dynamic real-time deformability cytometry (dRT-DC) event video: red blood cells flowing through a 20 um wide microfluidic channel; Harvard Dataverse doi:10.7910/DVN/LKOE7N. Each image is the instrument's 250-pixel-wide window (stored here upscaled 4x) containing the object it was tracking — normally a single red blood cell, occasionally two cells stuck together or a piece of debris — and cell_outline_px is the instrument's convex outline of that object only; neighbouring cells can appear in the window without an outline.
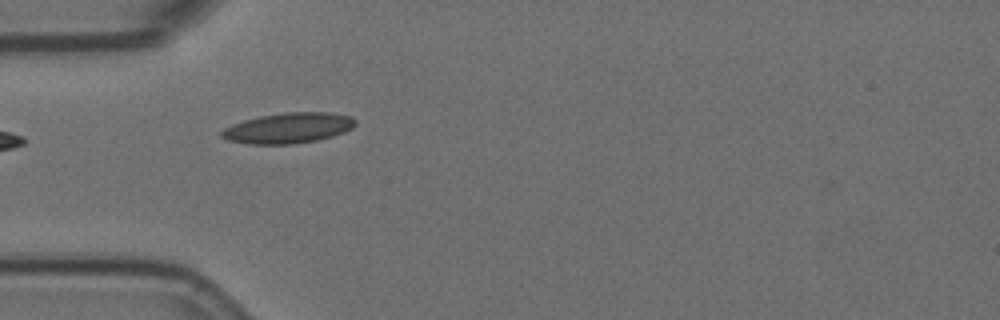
{"species": "Egyptian fruit bat (a non-hibernating species)", "species_latin": "Rousettus aegyptiacus", "temperature_condition": "room temperature", "stored_images_in_passage": 6, "camera_frame_rate_fps": 3000, "um_per_image_px": 0.085, "animal": {"sex": "female"}, "frame": {"image": 1, "passage_image": 3, "time_ms": 0.667, "image_size_px": [1000, 320], "cell_outline_px": [[356, 124], [352, 128], [344, 132], [332, 136], [316, 140], [292, 144], [248, 144], [228, 140], [220, 136], [220, 132], [224, 128], [232, 124], [244, 120], [260, 116], [284, 112], [328, 112], [352, 116], [356, 120]], "centroid_in_image_um": [24.5, 10.88], "position_along_channel_um": 60.5, "area_um2": 23.81}}
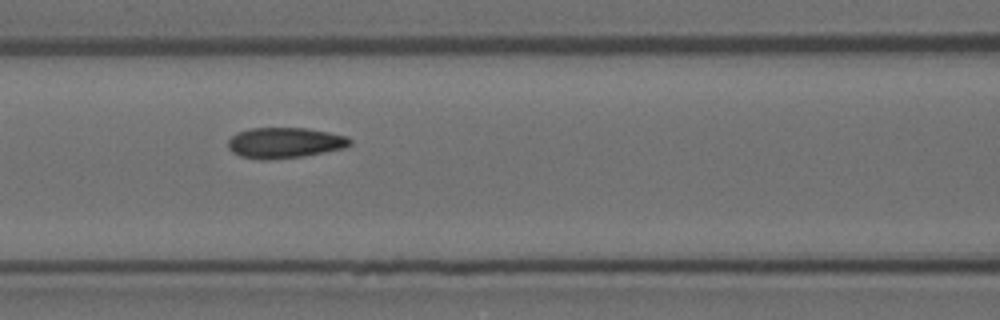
{"frame": {"image": 2, "passage_image": 5, "time_ms": 1.333, "image_size_px": [1000, 320], "cell_outline_px": [[352, 144], [344, 148], [304, 156], [272, 160], [260, 160], [240, 156], [232, 152], [228, 148], [228, 140], [232, 136], [240, 132], [252, 128], [308, 128], [348, 136], [352, 140]], "centroid_in_image_um": [24.22, 12.15], "position_along_channel_um": 142.4, "area_um2": 21.91}}
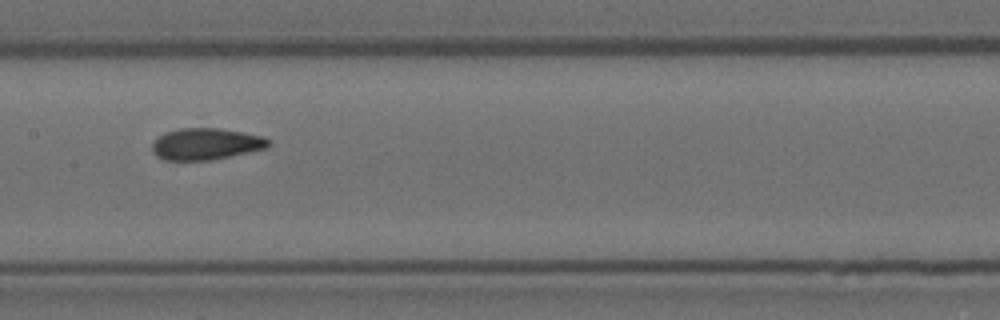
{"frame": {"image": 3, "passage_image": 6, "time_ms": 1.667, "image_size_px": [1000, 320], "cell_outline_px": [[272, 144], [268, 148], [212, 160], [168, 160], [156, 156], [152, 152], [152, 144], [160, 136], [168, 132], [180, 128], [220, 128], [264, 136], [272, 140]], "centroid_in_image_um": [17.58, 12.24], "position_along_channel_um": 189.8, "area_um2": 21.5}}